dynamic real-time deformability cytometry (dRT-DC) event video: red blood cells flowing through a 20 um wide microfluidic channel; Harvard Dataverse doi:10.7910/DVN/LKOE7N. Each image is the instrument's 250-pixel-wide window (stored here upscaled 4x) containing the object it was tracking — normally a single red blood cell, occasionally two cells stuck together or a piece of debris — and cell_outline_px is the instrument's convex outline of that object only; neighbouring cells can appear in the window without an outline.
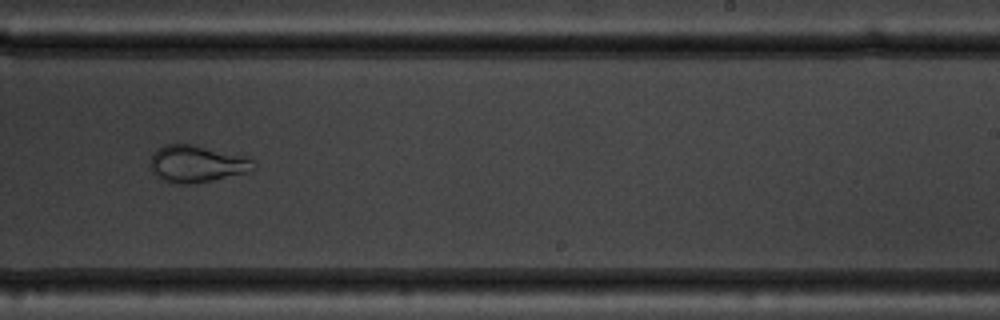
{"species": "common noctule bat (a hibernating species)", "species_latin": "Nyctalus noctula", "temperature_condition": "warm", "stored_images_in_passage": 55, "camera_frame_rate_fps": 3000, "um_per_image_px": 0.085, "animal": {"sex": "male", "body_mass_g": 19.5, "forearm_length_mm": 54.6}, "frame": {"image": 1, "passage_image": 35, "time_ms": 11.333, "image_size_px": [1000, 320], "cell_outline_px": [[256, 168], [248, 172], [212, 180], [188, 184], [172, 184], [160, 180], [152, 172], [152, 156], [156, 148], [164, 144], [196, 144], [248, 156], [256, 164]], "centroid_in_image_um": [16.75, 13.91], "position_along_channel_um": 272.3, "area_um2": 22.66}}
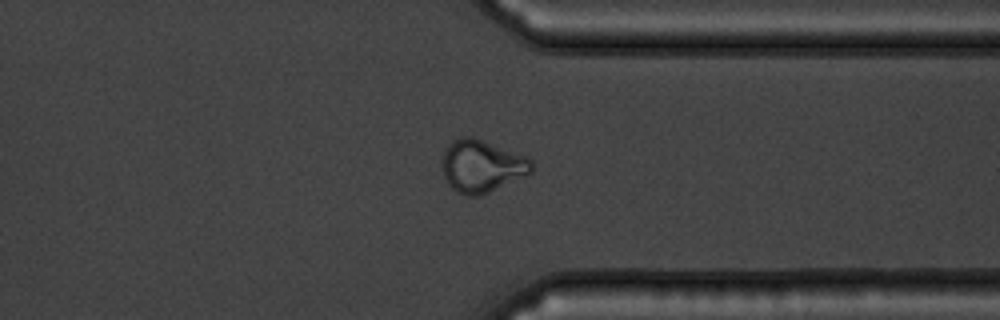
{"frame": {"image": 2, "passage_image": 43, "time_ms": 14.0, "image_size_px": [1000, 320], "cell_outline_px": [[532, 172], [528, 176], [488, 192], [476, 196], [468, 196], [452, 188], [448, 184], [444, 176], [444, 152], [448, 144], [452, 140], [460, 136], [468, 136], [528, 156], [532, 160]], "centroid_in_image_um": [40.99, 14.12], "position_along_channel_um": 370.4, "area_um2": 27.05}}
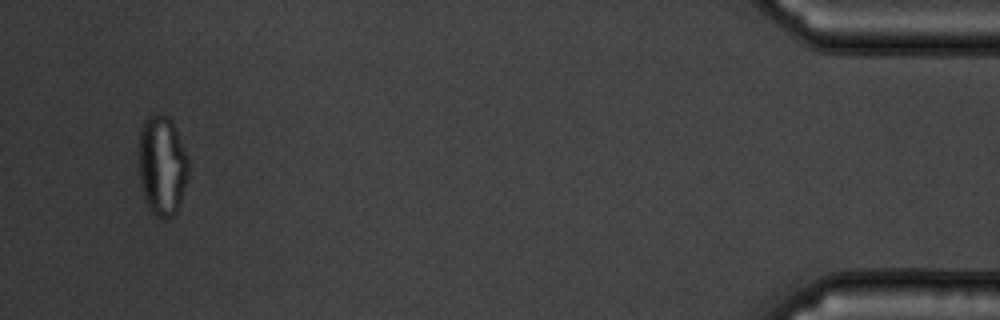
{"frame": {"image": 3, "passage_image": 53, "time_ms": 17.333, "image_size_px": [1000, 320], "cell_outline_px": [[188, 176], [176, 212], [172, 216], [164, 220], [156, 216], [148, 208], [140, 184], [140, 128], [144, 120], [148, 116], [156, 112], [164, 112], [172, 120], [188, 156]], "centroid_in_image_um": [13.78, 14.03], "position_along_channel_um": 421.4, "area_um2": 29.07}, "authors_computed_cell_mechanics": {"area_um2": 28.7266, "velocity_mm_per_s": 3.7144, "shape_relaxation_time_tau1_ms": null, "shape_relaxation_time_tau2_ms": 1.2842, "deformation_change_tau1": null, "deformation_change_tau2": 0.0795}}